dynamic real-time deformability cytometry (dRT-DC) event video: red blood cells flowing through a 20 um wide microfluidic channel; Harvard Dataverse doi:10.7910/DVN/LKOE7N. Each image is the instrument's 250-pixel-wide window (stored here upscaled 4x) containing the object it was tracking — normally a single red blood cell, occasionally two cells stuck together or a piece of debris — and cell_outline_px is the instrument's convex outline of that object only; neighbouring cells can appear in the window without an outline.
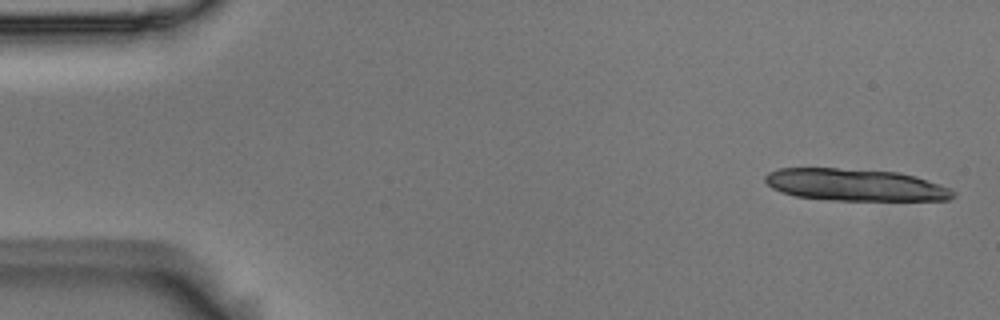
{"species": "Egyptian fruit bat (a non-hibernating species)", "species_latin": "Rousettus aegyptiacus", "temperature_condition": "room temperature", "stored_images_in_passage": 13, "camera_frame_rate_fps": 3000, "um_per_image_px": 0.085, "animal": {"sex": "male"}, "frame": {"image": 1, "passage_image": 2, "time_ms": 0.333, "image_size_px": [1000, 320], "cell_outline_px": [[956, 196], [948, 200], [832, 200], [796, 196], [772, 188], [764, 180], [764, 176], [768, 172], [780, 168], [836, 168], [896, 172], [916, 176], [940, 184], [956, 192]], "centroid_in_image_um": [72.71, 15.71], "position_along_channel_um": 12.3, "area_um2": 34.97}}